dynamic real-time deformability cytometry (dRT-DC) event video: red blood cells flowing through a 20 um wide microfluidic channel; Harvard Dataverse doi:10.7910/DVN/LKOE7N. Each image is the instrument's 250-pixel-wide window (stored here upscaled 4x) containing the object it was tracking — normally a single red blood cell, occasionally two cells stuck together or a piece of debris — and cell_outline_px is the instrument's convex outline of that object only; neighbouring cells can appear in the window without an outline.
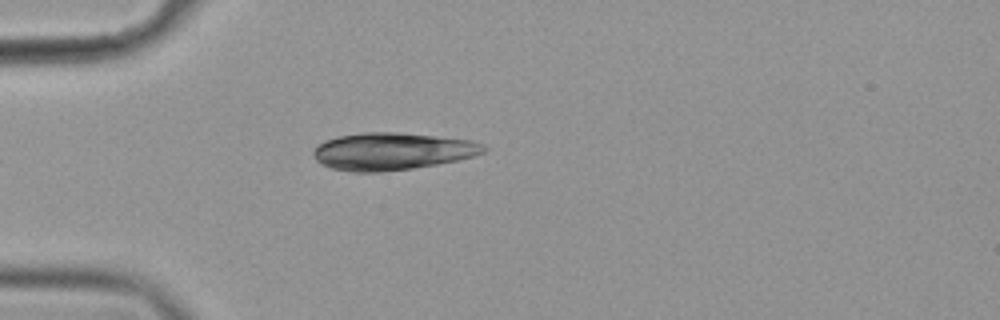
{"species": "common noctule bat (a hibernating species)", "species_latin": "Nyctalus noctula", "temperature_condition": "cold", "stored_images_in_passage": 41, "camera_frame_rate_fps": 3000, "um_per_image_px": 0.085, "animal": {"sex": "female", "body_mass_g": 19.9}, "frame": {"image": 1, "passage_image": 1, "time_ms": 0.0, "image_size_px": [1000, 320], "cell_outline_px": [[488, 148], [484, 152], [472, 156], [456, 160], [436, 164], [412, 168], [380, 172], [352, 172], [332, 168], [320, 164], [312, 156], [312, 152], [324, 140], [340, 136], [364, 132], [400, 132], [472, 140], [484, 144]], "centroid_in_image_um": [33.32, 12.86], "position_along_channel_um": 51.7, "area_um2": 36.99}}
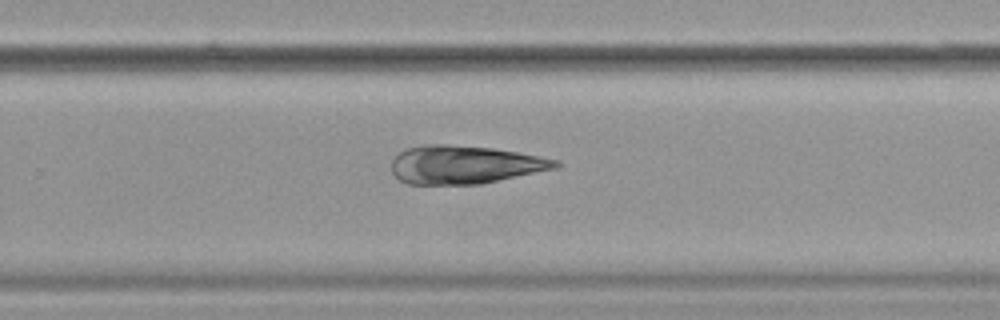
{"frame": {"image": 2, "passage_image": 22, "time_ms": 7.0, "image_size_px": [1000, 320], "cell_outline_px": [[560, 164], [556, 168], [480, 184], [408, 184], [400, 180], [392, 172], [392, 160], [400, 152], [408, 148], [428, 144], [448, 144], [492, 148], [516, 152], [560, 160]], "centroid_in_image_um": [39.49, 13.99], "position_along_channel_um": 290.3, "area_um2": 36.24}}